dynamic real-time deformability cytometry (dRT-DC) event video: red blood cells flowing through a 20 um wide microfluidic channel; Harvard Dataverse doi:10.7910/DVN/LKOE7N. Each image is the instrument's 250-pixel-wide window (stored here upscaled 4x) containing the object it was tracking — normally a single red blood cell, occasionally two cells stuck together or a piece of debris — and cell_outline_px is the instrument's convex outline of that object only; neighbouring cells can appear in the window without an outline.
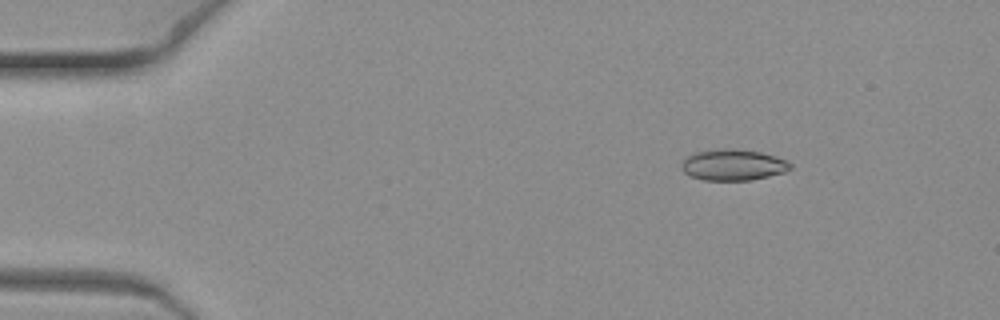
{"species": "common noctule bat (a hibernating species)", "species_latin": "Nyctalus noctula", "temperature_condition": "warm", "stored_images_in_passage": 7, "camera_frame_rate_fps": 3000, "um_per_image_px": 0.085, "animal": {"sex": "female", "body_mass_g": 19.3, "forearm_length_mm": 54.1}, "frame": {"image": 1, "passage_image": 2, "time_ms": 0.333, "image_size_px": [1000, 320], "cell_outline_px": [[792, 168], [784, 172], [752, 180], [704, 180], [692, 176], [684, 172], [680, 168], [680, 164], [688, 156], [696, 152], [716, 148], [732, 148], [760, 152], [776, 156], [788, 160], [792, 164]], "centroid_in_image_um": [62.33, 14.0], "position_along_channel_um": 22.7, "area_um2": 19.88}}
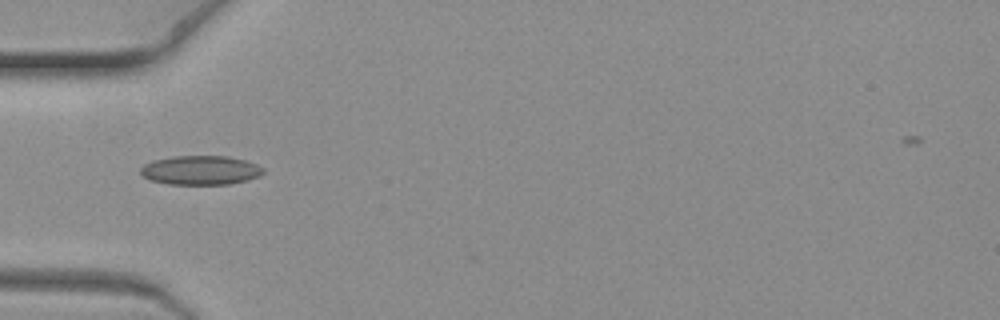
{"frame": {"image": 2, "passage_image": 6, "time_ms": 1.667, "image_size_px": [1000, 320], "cell_outline_px": [[264, 172], [260, 176], [228, 184], [168, 184], [148, 180], [140, 172], [140, 168], [144, 164], [156, 160], [176, 156], [228, 156], [244, 160], [256, 164], [264, 168]], "centroid_in_image_um": [17.04, 14.47], "position_along_channel_um": 68.0, "area_um2": 20.69}}